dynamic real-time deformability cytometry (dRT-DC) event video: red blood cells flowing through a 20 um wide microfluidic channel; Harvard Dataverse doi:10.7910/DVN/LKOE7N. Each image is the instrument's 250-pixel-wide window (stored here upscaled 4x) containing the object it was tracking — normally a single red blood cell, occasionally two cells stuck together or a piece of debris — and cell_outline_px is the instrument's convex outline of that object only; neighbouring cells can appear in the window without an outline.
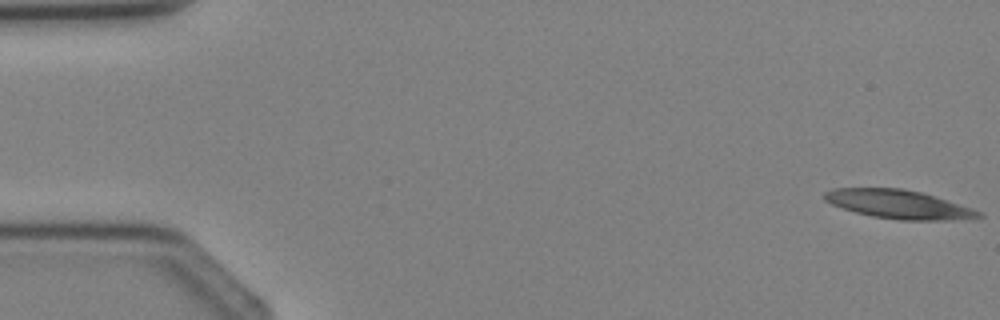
{"species": "Egyptian fruit bat (a non-hibernating species)", "species_latin": "Rousettus aegyptiacus", "temperature_condition": "cold", "stored_images_in_passage": 4, "segment_of_instrument_passage": [2, 2], "camera_frame_rate_fps": 3000, "um_per_image_px": 0.085, "animal": {"sex": "female"}, "frame": {"image": 1, "passage_image": 4, "time_ms": 3.667, "image_size_px": [1000, 320], "cell_outline_px": [[984, 216], [952, 220], [900, 220], [872, 216], [856, 212], [832, 204], [824, 200], [824, 192], [832, 188], [904, 188], [924, 192], [984, 212]], "centroid_in_image_um": [76.41, 17.35], "position_along_channel_um": 8.6, "area_um2": 25.84}}